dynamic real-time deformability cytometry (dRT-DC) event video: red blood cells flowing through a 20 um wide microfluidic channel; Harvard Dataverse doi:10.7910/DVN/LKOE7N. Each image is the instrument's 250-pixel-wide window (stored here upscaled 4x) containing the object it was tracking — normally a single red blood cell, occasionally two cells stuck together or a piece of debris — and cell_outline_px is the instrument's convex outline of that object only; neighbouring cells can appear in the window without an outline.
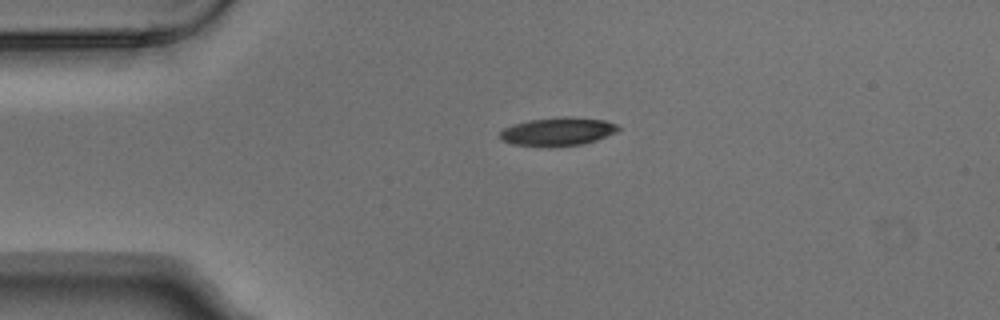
{"species": "Egyptian fruit bat (a non-hibernating species)", "species_latin": "Rousettus aegyptiacus", "temperature_condition": "warm", "stored_images_in_passage": 6, "camera_frame_rate_fps": 3000, "um_per_image_px": 0.085, "animal": {"sex": "male"}, "frame": {"image": 1, "passage_image": 6, "time_ms": 1.667, "image_size_px": [1000, 320], "cell_outline_px": [[620, 128], [616, 132], [596, 140], [580, 144], [512, 144], [504, 140], [500, 136], [500, 132], [504, 128], [512, 124], [532, 120], [564, 116], [572, 116], [604, 120], [616, 124]], "centroid_in_image_um": [47.45, 11.13], "position_along_channel_um": 37.5, "area_um2": 18.61}}